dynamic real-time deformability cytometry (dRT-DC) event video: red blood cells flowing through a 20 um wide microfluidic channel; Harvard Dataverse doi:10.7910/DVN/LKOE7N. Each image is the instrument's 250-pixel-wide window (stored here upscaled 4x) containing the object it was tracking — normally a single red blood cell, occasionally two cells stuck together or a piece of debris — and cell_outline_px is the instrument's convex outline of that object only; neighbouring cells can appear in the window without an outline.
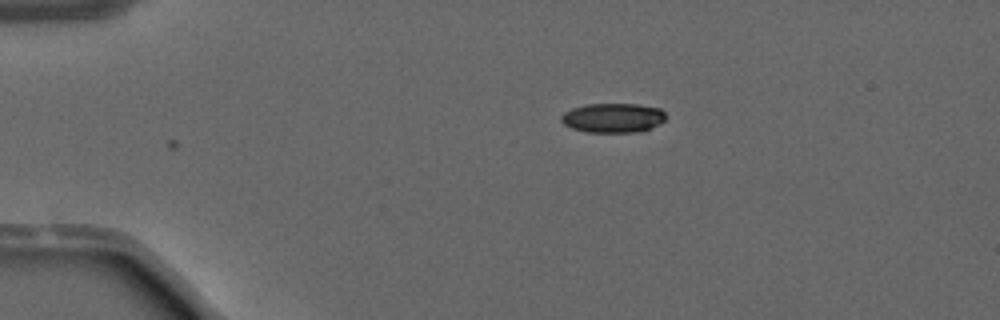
{"species": "common noctule bat (a hibernating species)", "species_latin": "Nyctalus noctula", "temperature_condition": "warm", "stored_images_in_passage": 5, "camera_frame_rate_fps": 3000, "um_per_image_px": 0.085, "animal": {"sex": "male", "forearm_length_mm": 52.5}, "frame": {"image": 1, "passage_image": 1, "time_ms": 0.0, "image_size_px": [1000, 320], "cell_outline_px": [[664, 120], [660, 124], [640, 132], [588, 132], [572, 128], [564, 124], [560, 120], [560, 116], [564, 112], [572, 108], [584, 104], [636, 104], [660, 108], [664, 112]], "centroid_in_image_um": [52.08, 10.01], "position_along_channel_um": 32.9, "area_um2": 17.98}}